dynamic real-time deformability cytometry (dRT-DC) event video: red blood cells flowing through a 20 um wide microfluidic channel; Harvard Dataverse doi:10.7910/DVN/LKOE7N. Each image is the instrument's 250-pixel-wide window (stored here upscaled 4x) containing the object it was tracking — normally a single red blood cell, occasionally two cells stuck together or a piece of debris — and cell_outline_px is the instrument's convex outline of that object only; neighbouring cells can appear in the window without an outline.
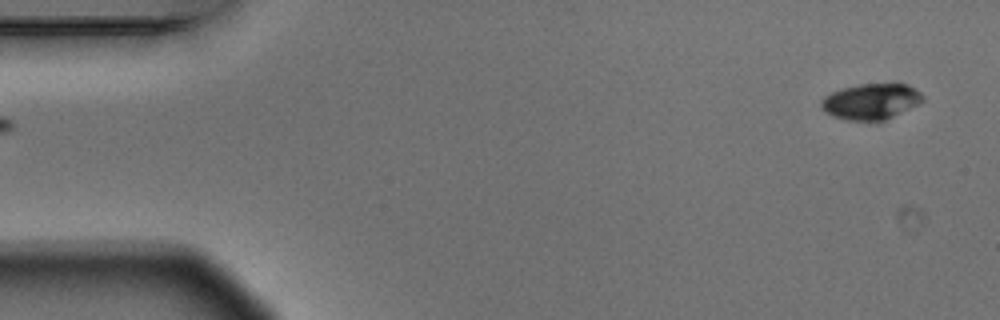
{"species": "Egyptian fruit bat (a non-hibernating species)", "species_latin": "Rousettus aegyptiacus", "temperature_condition": "warm", "stored_images_in_passage": 15, "segment_of_instrument_passage": [1, 2], "camera_frame_rate_fps": 3000, "um_per_image_px": 0.085, "animal": {"sex": "male"}, "frame": {"image": 1, "passage_image": 1, "time_ms": 0.0, "image_size_px": [1000, 320], "cell_outline_px": [[924, 100], [876, 124], [844, 120], [832, 116], [820, 108], [820, 100], [824, 96], [840, 88], [860, 84], [896, 80], [908, 84], [916, 88], [924, 96]], "centroid_in_image_um": [74.02, 8.6], "position_along_channel_um": 11.0, "area_um2": 22.37}}
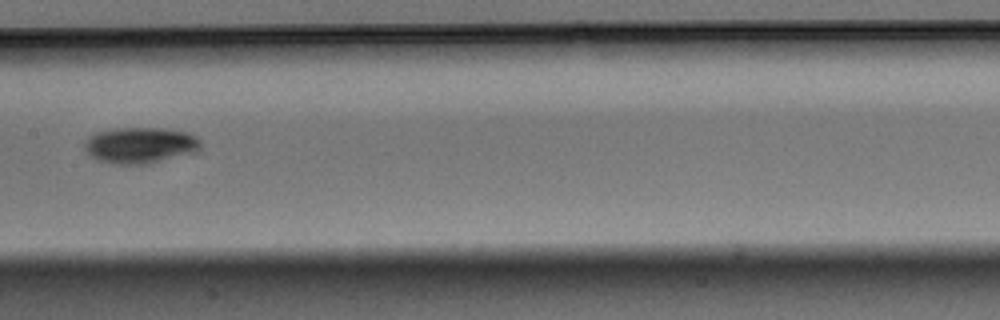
{"frame": {"image": 2, "passage_image": 7, "time_ms": 2.0, "image_size_px": [1000, 320], "cell_outline_px": [[200, 148], [188, 152], [148, 164], [112, 164], [100, 160], [92, 156], [84, 148], [84, 144], [96, 132], [120, 128], [160, 128], [188, 132], [196, 136], [200, 140]], "centroid_in_image_um": [11.9, 12.33], "position_along_channel_um": 195.5, "area_um2": 23.76}}
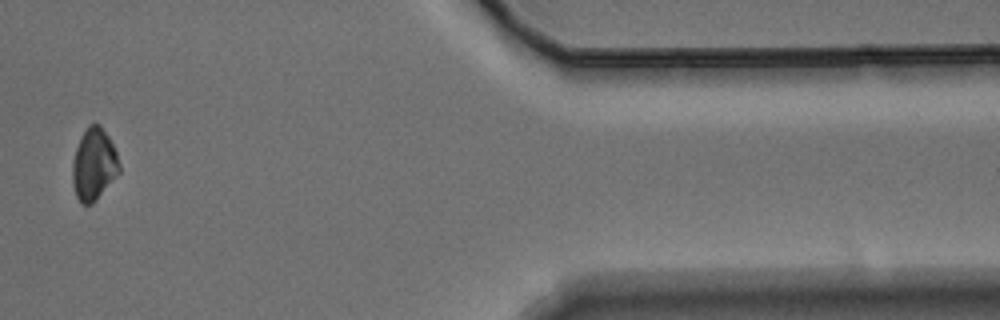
{"frame": {"image": 3, "passage_image": 13, "time_ms": 4.0, "image_size_px": [1000, 320], "cell_outline_px": [[120, 172], [96, 200], [92, 204], [80, 204], [76, 196], [72, 184], [72, 160], [80, 136], [88, 124], [100, 124], [108, 136], [116, 152], [120, 164]], "centroid_in_image_um": [7.96, 13.97], "position_along_channel_um": 403.4, "area_um2": 19.83}}